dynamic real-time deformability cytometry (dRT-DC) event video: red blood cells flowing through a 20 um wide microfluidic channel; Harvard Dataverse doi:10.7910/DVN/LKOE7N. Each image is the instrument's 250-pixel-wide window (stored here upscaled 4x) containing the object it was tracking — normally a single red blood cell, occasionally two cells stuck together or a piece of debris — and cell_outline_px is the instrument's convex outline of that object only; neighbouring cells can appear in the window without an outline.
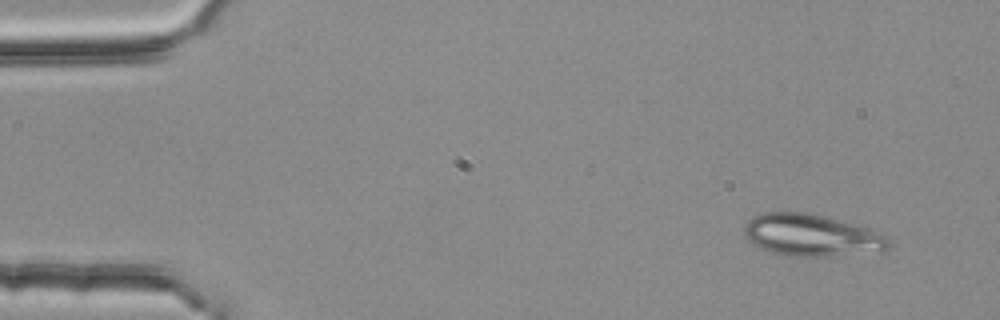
{"species": "common noctule bat (a hibernating species)", "species_latin": "Nyctalus noctula", "temperature_condition": "room temperature", "stored_images_in_passage": 3, "camera_frame_rate_fps": 3000, "um_per_image_px": 0.085, "animal": {"sex": "female", "body_mass_g": 25.1}, "frame": {"image": 1, "passage_image": 1, "time_ms": 0.0, "image_size_px": [1000, 320], "cell_outline_px": [[888, 248], [884, 252], [832, 256], [788, 256], [772, 252], [760, 248], [752, 244], [744, 236], [744, 224], [752, 216], [764, 212], [804, 212], [824, 216], [876, 228], [884, 232], [888, 236]], "centroid_in_image_um": [69.05, 19.99], "position_along_channel_um": 16.0, "area_um2": 36.24}}